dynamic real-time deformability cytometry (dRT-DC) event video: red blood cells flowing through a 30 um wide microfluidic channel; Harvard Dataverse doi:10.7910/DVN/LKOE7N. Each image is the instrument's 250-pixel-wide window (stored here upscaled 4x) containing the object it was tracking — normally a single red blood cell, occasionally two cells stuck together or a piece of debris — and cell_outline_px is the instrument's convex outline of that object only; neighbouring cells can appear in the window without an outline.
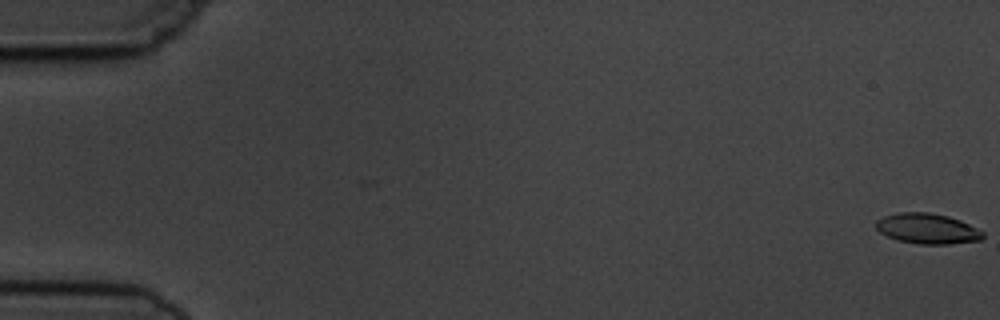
{"species": "common noctule bat (a hibernating species)", "species_latin": "Nyctalus noctula", "temperature_condition": "cold", "stored_images_in_passage": 5, "camera_frame_rate_fps": 3000, "um_per_image_px": 0.085, "animal": {"sex": "male", "body_mass_g": 19.5, "forearm_length_mm": 54.6}, "frame": {"image": 1, "passage_image": 1, "time_ms": 0.0, "image_size_px": [1000, 320], "cell_outline_px": [[984, 236], [980, 240], [948, 244], [920, 244], [900, 240], [888, 236], [880, 232], [876, 228], [876, 220], [884, 216], [900, 212], [928, 212], [948, 216], [960, 220], [984, 232]], "centroid_in_image_um": [78.83, 19.42], "position_along_channel_um": 6.2, "area_um2": 18.73}}
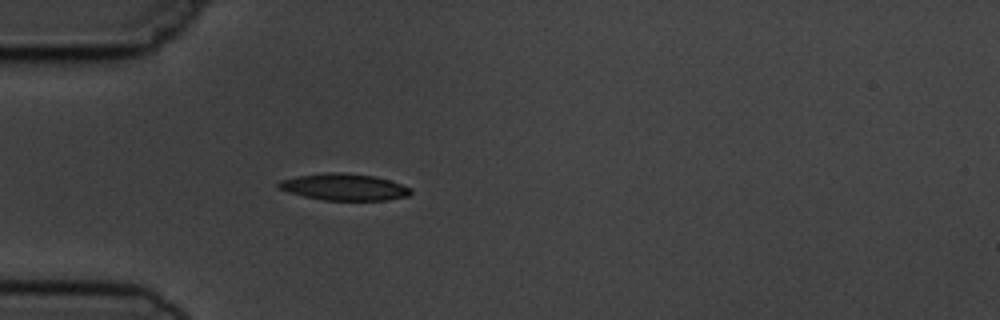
{"frame": {"image": 2, "passage_image": 5, "time_ms": 5.333, "image_size_px": [1000, 320], "cell_outline_px": [[412, 192], [408, 196], [384, 200], [324, 200], [304, 196], [288, 192], [276, 188], [276, 184], [280, 180], [296, 176], [324, 172], [344, 172], [376, 176], [412, 188]], "centroid_in_image_um": [29.21, 15.88], "position_along_channel_um": 55.8, "area_um2": 20.69}}